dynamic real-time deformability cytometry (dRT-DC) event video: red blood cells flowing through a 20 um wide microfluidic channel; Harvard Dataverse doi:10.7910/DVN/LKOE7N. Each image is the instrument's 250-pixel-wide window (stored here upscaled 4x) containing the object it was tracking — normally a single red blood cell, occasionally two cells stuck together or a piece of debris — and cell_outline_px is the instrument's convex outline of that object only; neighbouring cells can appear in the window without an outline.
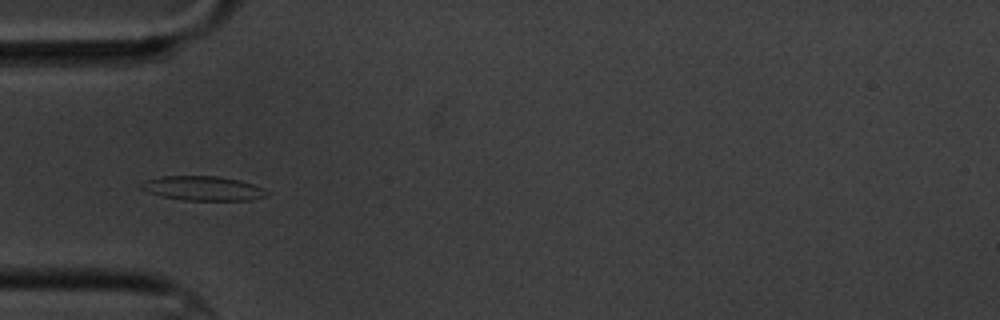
{"species": "common noctule bat (a hibernating species)", "species_latin": "Nyctalus noctula", "temperature_condition": "cold", "stored_images_in_passage": 9, "camera_frame_rate_fps": 3000, "um_per_image_px": 0.085, "animal": {"sex": "male", "body_mass_g": 20.1, "forearm_length_mm": 53.5}, "frame": {"image": 1, "passage_image": 6, "time_ms": 6.0, "image_size_px": [1000, 320], "cell_outline_px": [[268, 196], [248, 200], [184, 200], [164, 196], [148, 192], [140, 188], [140, 184], [144, 180], [164, 176], [220, 176], [240, 180], [264, 188], [268, 192]], "centroid_in_image_um": [17.27, 16.0], "position_along_channel_um": 67.7, "area_um2": 17.8}}
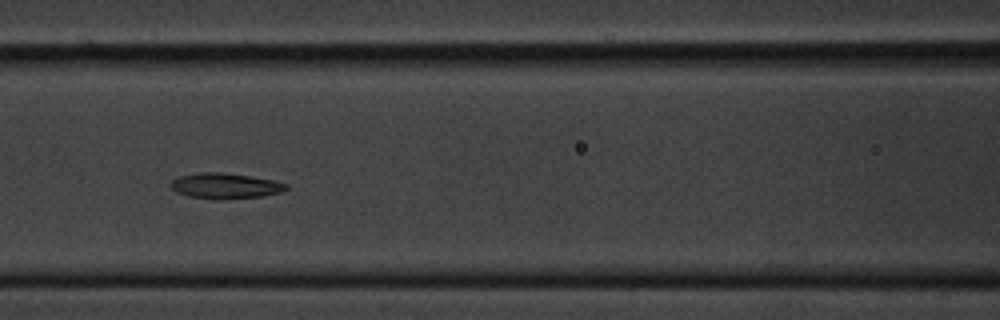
{"frame": {"image": 2, "passage_image": 8, "time_ms": 8.333, "image_size_px": [1000, 320], "cell_outline_px": [[288, 188], [280, 192], [264, 196], [220, 200], [212, 200], [188, 196], [176, 192], [168, 184], [172, 180], [180, 176], [200, 172], [220, 172], [252, 176], [272, 180], [288, 184]], "centroid_in_image_um": [19.12, 15.81], "position_along_channel_um": 147.5, "area_um2": 17.4}}
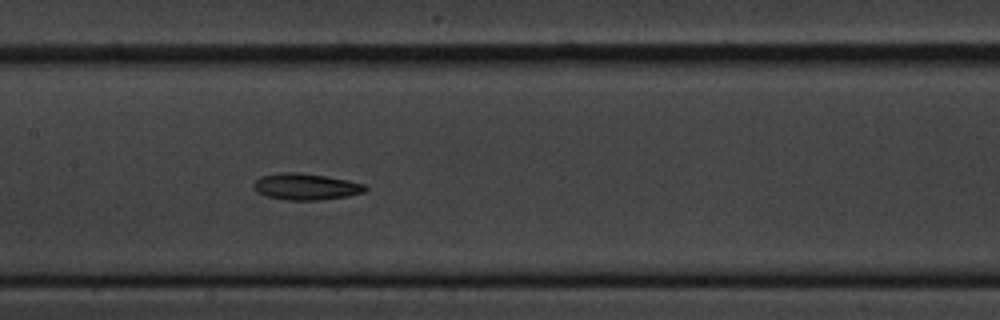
{"frame": {"image": 3, "passage_image": 9, "time_ms": 9.333, "image_size_px": [1000, 320], "cell_outline_px": [[368, 188], [364, 192], [348, 196], [320, 200], [288, 200], [264, 196], [256, 192], [252, 188], [252, 184], [260, 176], [280, 172], [296, 172], [324, 176], [348, 180], [364, 184]], "centroid_in_image_um": [25.95, 15.87], "position_along_channel_um": 181.5, "area_um2": 17.34}}